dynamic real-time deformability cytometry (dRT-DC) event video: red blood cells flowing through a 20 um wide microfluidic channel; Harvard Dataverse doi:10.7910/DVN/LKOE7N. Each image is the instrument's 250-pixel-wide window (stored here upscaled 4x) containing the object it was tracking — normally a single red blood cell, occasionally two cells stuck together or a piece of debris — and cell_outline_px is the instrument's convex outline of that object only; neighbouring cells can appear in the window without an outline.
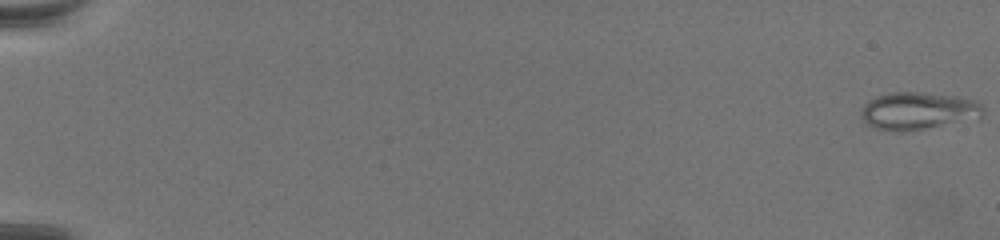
{"species": "common noctule bat (a hibernating species)", "species_latin": "Nyctalus noctula", "temperature_condition": "warm", "stored_images_in_passage": 72, "camera_frame_rate_fps": 3000, "um_per_image_px": 0.085, "animal": {"sex": "female", "body_mass_g": 19.5, "forearm_length_mm": 54.1}, "frame": {"image": 1, "passage_image": 1, "time_ms": 0.0, "image_size_px": [1000, 240], "cell_outline_px": [[984, 112], [980, 120], [904, 132], [896, 132], [876, 128], [868, 124], [860, 116], [860, 108], [868, 100], [876, 96], [892, 92], [924, 92], [956, 96], [976, 100], [984, 108]], "centroid_in_image_um": [78.09, 9.44], "position_along_channel_um": 6.9, "area_um2": 27.46}}
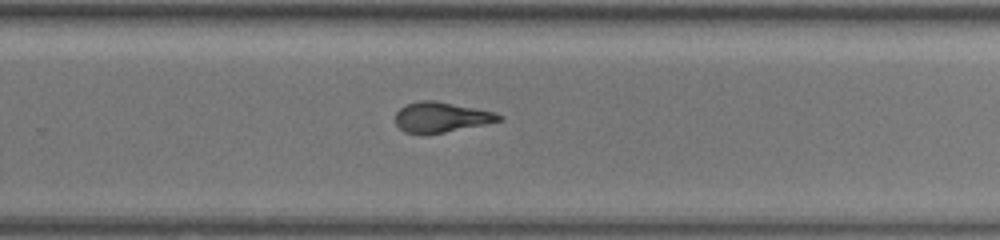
{"frame": {"image": 2, "passage_image": 50, "time_ms": 16.333, "image_size_px": [1000, 240], "cell_outline_px": [[504, 120], [424, 136], [404, 132], [396, 124], [396, 112], [400, 108], [408, 104], [420, 100], [436, 100], [496, 112], [504, 116]], "centroid_in_image_um": [37.51, 9.97], "position_along_channel_um": 292.3, "area_um2": 18.5}}
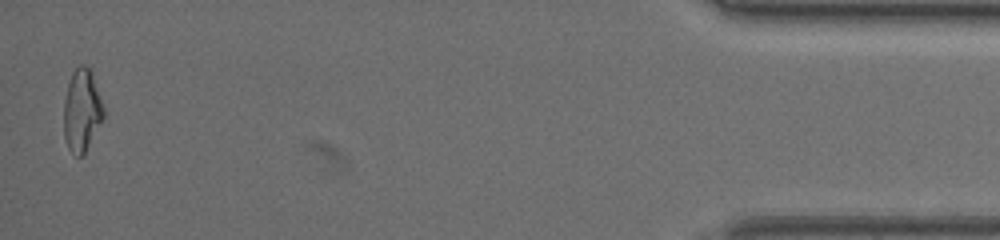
{"frame": {"image": 3, "passage_image": 71, "time_ms": 23.333, "image_size_px": [1000, 240], "cell_outline_px": [[104, 116], [84, 152], [80, 156], [76, 156], [68, 148], [64, 136], [64, 100], [68, 84], [72, 72], [80, 64], [84, 64], [92, 72], [104, 108]], "centroid_in_image_um": [6.94, 9.35], "position_along_channel_um": 428.3, "area_um2": 18.79}}